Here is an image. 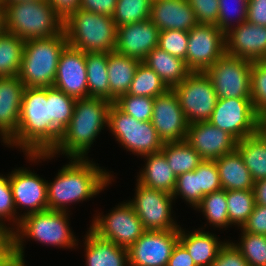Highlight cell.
I'll return each instance as SVG.
<instances>
[{
	"mask_svg": "<svg viewBox=\"0 0 266 266\" xmlns=\"http://www.w3.org/2000/svg\"><path fill=\"white\" fill-rule=\"evenodd\" d=\"M111 105L112 102L103 98L76 99L73 116L62 131L56 147L50 153L24 154L26 162L35 167L42 161L48 163L54 159L55 162L61 156L65 159L90 158L88 153L94 147V142L108 127Z\"/></svg>",
	"mask_w": 266,
	"mask_h": 266,
	"instance_id": "cell-1",
	"label": "cell"
},
{
	"mask_svg": "<svg viewBox=\"0 0 266 266\" xmlns=\"http://www.w3.org/2000/svg\"><path fill=\"white\" fill-rule=\"evenodd\" d=\"M59 168L53 181L47 180L49 210L72 213L73 205L88 202L107 190L116 176L114 171L101 167L93 158H69ZM50 181V182H49ZM110 185V186H109ZM71 207V208H70Z\"/></svg>",
	"mask_w": 266,
	"mask_h": 266,
	"instance_id": "cell-2",
	"label": "cell"
},
{
	"mask_svg": "<svg viewBox=\"0 0 266 266\" xmlns=\"http://www.w3.org/2000/svg\"><path fill=\"white\" fill-rule=\"evenodd\" d=\"M72 214L48 209L24 216L12 232L13 250L18 266H27L25 245L28 241L60 250L78 249L79 236H76L69 219Z\"/></svg>",
	"mask_w": 266,
	"mask_h": 266,
	"instance_id": "cell-3",
	"label": "cell"
},
{
	"mask_svg": "<svg viewBox=\"0 0 266 266\" xmlns=\"http://www.w3.org/2000/svg\"><path fill=\"white\" fill-rule=\"evenodd\" d=\"M23 154L50 153V100L47 88L25 87L17 132L3 145Z\"/></svg>",
	"mask_w": 266,
	"mask_h": 266,
	"instance_id": "cell-4",
	"label": "cell"
},
{
	"mask_svg": "<svg viewBox=\"0 0 266 266\" xmlns=\"http://www.w3.org/2000/svg\"><path fill=\"white\" fill-rule=\"evenodd\" d=\"M6 31L24 41L56 36L64 31V18L47 0L4 5Z\"/></svg>",
	"mask_w": 266,
	"mask_h": 266,
	"instance_id": "cell-5",
	"label": "cell"
},
{
	"mask_svg": "<svg viewBox=\"0 0 266 266\" xmlns=\"http://www.w3.org/2000/svg\"><path fill=\"white\" fill-rule=\"evenodd\" d=\"M68 45L84 53L113 52L116 46L117 26L113 18L77 9L64 19Z\"/></svg>",
	"mask_w": 266,
	"mask_h": 266,
	"instance_id": "cell-6",
	"label": "cell"
},
{
	"mask_svg": "<svg viewBox=\"0 0 266 266\" xmlns=\"http://www.w3.org/2000/svg\"><path fill=\"white\" fill-rule=\"evenodd\" d=\"M68 45L66 34L25 41L19 79L25 87L53 86L60 55Z\"/></svg>",
	"mask_w": 266,
	"mask_h": 266,
	"instance_id": "cell-7",
	"label": "cell"
},
{
	"mask_svg": "<svg viewBox=\"0 0 266 266\" xmlns=\"http://www.w3.org/2000/svg\"><path fill=\"white\" fill-rule=\"evenodd\" d=\"M107 131L126 153L137 158L160 152L164 145L151 121L136 120L114 103L109 109Z\"/></svg>",
	"mask_w": 266,
	"mask_h": 266,
	"instance_id": "cell-8",
	"label": "cell"
},
{
	"mask_svg": "<svg viewBox=\"0 0 266 266\" xmlns=\"http://www.w3.org/2000/svg\"><path fill=\"white\" fill-rule=\"evenodd\" d=\"M92 216L89 228L93 232L127 249L146 231L139 216L127 200L118 203L111 210L106 211V214L97 209Z\"/></svg>",
	"mask_w": 266,
	"mask_h": 266,
	"instance_id": "cell-9",
	"label": "cell"
},
{
	"mask_svg": "<svg viewBox=\"0 0 266 266\" xmlns=\"http://www.w3.org/2000/svg\"><path fill=\"white\" fill-rule=\"evenodd\" d=\"M135 183L134 198L130 197L127 201L139 216L144 228L147 231L180 229L182 224L177 222L179 220L173 210L175 200L172 194Z\"/></svg>",
	"mask_w": 266,
	"mask_h": 266,
	"instance_id": "cell-10",
	"label": "cell"
},
{
	"mask_svg": "<svg viewBox=\"0 0 266 266\" xmlns=\"http://www.w3.org/2000/svg\"><path fill=\"white\" fill-rule=\"evenodd\" d=\"M253 61L224 54L204 72L219 98H251Z\"/></svg>",
	"mask_w": 266,
	"mask_h": 266,
	"instance_id": "cell-11",
	"label": "cell"
},
{
	"mask_svg": "<svg viewBox=\"0 0 266 266\" xmlns=\"http://www.w3.org/2000/svg\"><path fill=\"white\" fill-rule=\"evenodd\" d=\"M172 89L189 124L210 120L218 97L205 72H191Z\"/></svg>",
	"mask_w": 266,
	"mask_h": 266,
	"instance_id": "cell-12",
	"label": "cell"
},
{
	"mask_svg": "<svg viewBox=\"0 0 266 266\" xmlns=\"http://www.w3.org/2000/svg\"><path fill=\"white\" fill-rule=\"evenodd\" d=\"M259 117L251 98H219L209 122L240 141L256 134Z\"/></svg>",
	"mask_w": 266,
	"mask_h": 266,
	"instance_id": "cell-13",
	"label": "cell"
},
{
	"mask_svg": "<svg viewBox=\"0 0 266 266\" xmlns=\"http://www.w3.org/2000/svg\"><path fill=\"white\" fill-rule=\"evenodd\" d=\"M225 53V33L216 25L197 23L188 31L185 63L192 72H204Z\"/></svg>",
	"mask_w": 266,
	"mask_h": 266,
	"instance_id": "cell-14",
	"label": "cell"
},
{
	"mask_svg": "<svg viewBox=\"0 0 266 266\" xmlns=\"http://www.w3.org/2000/svg\"><path fill=\"white\" fill-rule=\"evenodd\" d=\"M14 204L17 216H24L48 210L47 180L30 167H14L9 172Z\"/></svg>",
	"mask_w": 266,
	"mask_h": 266,
	"instance_id": "cell-15",
	"label": "cell"
},
{
	"mask_svg": "<svg viewBox=\"0 0 266 266\" xmlns=\"http://www.w3.org/2000/svg\"><path fill=\"white\" fill-rule=\"evenodd\" d=\"M179 241V229L145 231L128 248L129 266H167L174 246Z\"/></svg>",
	"mask_w": 266,
	"mask_h": 266,
	"instance_id": "cell-16",
	"label": "cell"
},
{
	"mask_svg": "<svg viewBox=\"0 0 266 266\" xmlns=\"http://www.w3.org/2000/svg\"><path fill=\"white\" fill-rule=\"evenodd\" d=\"M151 123L164 143L185 140L189 123L173 89L154 98Z\"/></svg>",
	"mask_w": 266,
	"mask_h": 266,
	"instance_id": "cell-17",
	"label": "cell"
},
{
	"mask_svg": "<svg viewBox=\"0 0 266 266\" xmlns=\"http://www.w3.org/2000/svg\"><path fill=\"white\" fill-rule=\"evenodd\" d=\"M53 87L75 99L88 98L86 53L67 45L62 51Z\"/></svg>",
	"mask_w": 266,
	"mask_h": 266,
	"instance_id": "cell-18",
	"label": "cell"
},
{
	"mask_svg": "<svg viewBox=\"0 0 266 266\" xmlns=\"http://www.w3.org/2000/svg\"><path fill=\"white\" fill-rule=\"evenodd\" d=\"M185 141L204 160H216L233 152L237 145V140L232 135L212 125L209 121L190 123Z\"/></svg>",
	"mask_w": 266,
	"mask_h": 266,
	"instance_id": "cell-19",
	"label": "cell"
},
{
	"mask_svg": "<svg viewBox=\"0 0 266 266\" xmlns=\"http://www.w3.org/2000/svg\"><path fill=\"white\" fill-rule=\"evenodd\" d=\"M160 30L151 19L117 27L114 51L143 61L158 46Z\"/></svg>",
	"mask_w": 266,
	"mask_h": 266,
	"instance_id": "cell-20",
	"label": "cell"
},
{
	"mask_svg": "<svg viewBox=\"0 0 266 266\" xmlns=\"http://www.w3.org/2000/svg\"><path fill=\"white\" fill-rule=\"evenodd\" d=\"M226 54L250 61L266 60V27L248 21L225 33Z\"/></svg>",
	"mask_w": 266,
	"mask_h": 266,
	"instance_id": "cell-21",
	"label": "cell"
},
{
	"mask_svg": "<svg viewBox=\"0 0 266 266\" xmlns=\"http://www.w3.org/2000/svg\"><path fill=\"white\" fill-rule=\"evenodd\" d=\"M25 85L18 76L0 77V143L4 145L18 130Z\"/></svg>",
	"mask_w": 266,
	"mask_h": 266,
	"instance_id": "cell-22",
	"label": "cell"
},
{
	"mask_svg": "<svg viewBox=\"0 0 266 266\" xmlns=\"http://www.w3.org/2000/svg\"><path fill=\"white\" fill-rule=\"evenodd\" d=\"M150 19L160 31H190L197 24L188 0H152Z\"/></svg>",
	"mask_w": 266,
	"mask_h": 266,
	"instance_id": "cell-23",
	"label": "cell"
},
{
	"mask_svg": "<svg viewBox=\"0 0 266 266\" xmlns=\"http://www.w3.org/2000/svg\"><path fill=\"white\" fill-rule=\"evenodd\" d=\"M180 226L179 242L186 248L196 266H211L217 258L219 250L228 241L221 239L215 231L203 230L193 227V230ZM190 230V231H189ZM216 233V234H215ZM220 237V238H219Z\"/></svg>",
	"mask_w": 266,
	"mask_h": 266,
	"instance_id": "cell-24",
	"label": "cell"
},
{
	"mask_svg": "<svg viewBox=\"0 0 266 266\" xmlns=\"http://www.w3.org/2000/svg\"><path fill=\"white\" fill-rule=\"evenodd\" d=\"M78 245L84 249L86 266H129L128 249L99 237L90 228ZM82 242V243H81ZM82 244V245H81Z\"/></svg>",
	"mask_w": 266,
	"mask_h": 266,
	"instance_id": "cell-25",
	"label": "cell"
},
{
	"mask_svg": "<svg viewBox=\"0 0 266 266\" xmlns=\"http://www.w3.org/2000/svg\"><path fill=\"white\" fill-rule=\"evenodd\" d=\"M144 164L136 177V182L156 190L165 191L172 194L175 188L177 176L170 168L165 155L160 151L147 154L142 159Z\"/></svg>",
	"mask_w": 266,
	"mask_h": 266,
	"instance_id": "cell-26",
	"label": "cell"
},
{
	"mask_svg": "<svg viewBox=\"0 0 266 266\" xmlns=\"http://www.w3.org/2000/svg\"><path fill=\"white\" fill-rule=\"evenodd\" d=\"M139 59L128 57L118 52H109V101L114 103L120 96L127 94L135 76Z\"/></svg>",
	"mask_w": 266,
	"mask_h": 266,
	"instance_id": "cell-27",
	"label": "cell"
},
{
	"mask_svg": "<svg viewBox=\"0 0 266 266\" xmlns=\"http://www.w3.org/2000/svg\"><path fill=\"white\" fill-rule=\"evenodd\" d=\"M215 163L222 189L226 191L253 190L255 181L237 149L219 157L215 160Z\"/></svg>",
	"mask_w": 266,
	"mask_h": 266,
	"instance_id": "cell-28",
	"label": "cell"
},
{
	"mask_svg": "<svg viewBox=\"0 0 266 266\" xmlns=\"http://www.w3.org/2000/svg\"><path fill=\"white\" fill-rule=\"evenodd\" d=\"M152 69L169 89L180 84L192 71L184 60L172 56L158 46L142 61Z\"/></svg>",
	"mask_w": 266,
	"mask_h": 266,
	"instance_id": "cell-29",
	"label": "cell"
},
{
	"mask_svg": "<svg viewBox=\"0 0 266 266\" xmlns=\"http://www.w3.org/2000/svg\"><path fill=\"white\" fill-rule=\"evenodd\" d=\"M47 100H50V152L59 142L62 131L73 116L76 99L61 90L47 87Z\"/></svg>",
	"mask_w": 266,
	"mask_h": 266,
	"instance_id": "cell-30",
	"label": "cell"
},
{
	"mask_svg": "<svg viewBox=\"0 0 266 266\" xmlns=\"http://www.w3.org/2000/svg\"><path fill=\"white\" fill-rule=\"evenodd\" d=\"M194 210L197 213L202 212L203 219L207 220L204 225L198 227L200 229L207 230L212 227L210 228L212 231L213 229L225 231L232 227L229 222L226 190L224 189L206 194Z\"/></svg>",
	"mask_w": 266,
	"mask_h": 266,
	"instance_id": "cell-31",
	"label": "cell"
},
{
	"mask_svg": "<svg viewBox=\"0 0 266 266\" xmlns=\"http://www.w3.org/2000/svg\"><path fill=\"white\" fill-rule=\"evenodd\" d=\"M109 53H86L88 98H103L109 101Z\"/></svg>",
	"mask_w": 266,
	"mask_h": 266,
	"instance_id": "cell-32",
	"label": "cell"
},
{
	"mask_svg": "<svg viewBox=\"0 0 266 266\" xmlns=\"http://www.w3.org/2000/svg\"><path fill=\"white\" fill-rule=\"evenodd\" d=\"M161 152L176 176L194 171L204 159L185 140L165 142Z\"/></svg>",
	"mask_w": 266,
	"mask_h": 266,
	"instance_id": "cell-33",
	"label": "cell"
},
{
	"mask_svg": "<svg viewBox=\"0 0 266 266\" xmlns=\"http://www.w3.org/2000/svg\"><path fill=\"white\" fill-rule=\"evenodd\" d=\"M236 149L254 181L266 178V145L256 134L237 141Z\"/></svg>",
	"mask_w": 266,
	"mask_h": 266,
	"instance_id": "cell-34",
	"label": "cell"
},
{
	"mask_svg": "<svg viewBox=\"0 0 266 266\" xmlns=\"http://www.w3.org/2000/svg\"><path fill=\"white\" fill-rule=\"evenodd\" d=\"M25 41L7 31L0 35V77L19 76Z\"/></svg>",
	"mask_w": 266,
	"mask_h": 266,
	"instance_id": "cell-35",
	"label": "cell"
},
{
	"mask_svg": "<svg viewBox=\"0 0 266 266\" xmlns=\"http://www.w3.org/2000/svg\"><path fill=\"white\" fill-rule=\"evenodd\" d=\"M228 217L232 227L240 229L247 222L248 217L256 205L253 190L226 191Z\"/></svg>",
	"mask_w": 266,
	"mask_h": 266,
	"instance_id": "cell-36",
	"label": "cell"
},
{
	"mask_svg": "<svg viewBox=\"0 0 266 266\" xmlns=\"http://www.w3.org/2000/svg\"><path fill=\"white\" fill-rule=\"evenodd\" d=\"M169 88L161 78L147 65L141 62L127 92L129 95L155 98Z\"/></svg>",
	"mask_w": 266,
	"mask_h": 266,
	"instance_id": "cell-37",
	"label": "cell"
},
{
	"mask_svg": "<svg viewBox=\"0 0 266 266\" xmlns=\"http://www.w3.org/2000/svg\"><path fill=\"white\" fill-rule=\"evenodd\" d=\"M239 239H228L250 266H266V235L239 230ZM236 241V242H235Z\"/></svg>",
	"mask_w": 266,
	"mask_h": 266,
	"instance_id": "cell-38",
	"label": "cell"
},
{
	"mask_svg": "<svg viewBox=\"0 0 266 266\" xmlns=\"http://www.w3.org/2000/svg\"><path fill=\"white\" fill-rule=\"evenodd\" d=\"M152 0H117L113 20L117 27L150 19Z\"/></svg>",
	"mask_w": 266,
	"mask_h": 266,
	"instance_id": "cell-39",
	"label": "cell"
},
{
	"mask_svg": "<svg viewBox=\"0 0 266 266\" xmlns=\"http://www.w3.org/2000/svg\"><path fill=\"white\" fill-rule=\"evenodd\" d=\"M217 27L224 33L247 21L248 0H218Z\"/></svg>",
	"mask_w": 266,
	"mask_h": 266,
	"instance_id": "cell-40",
	"label": "cell"
},
{
	"mask_svg": "<svg viewBox=\"0 0 266 266\" xmlns=\"http://www.w3.org/2000/svg\"><path fill=\"white\" fill-rule=\"evenodd\" d=\"M21 219L17 216L8 174L0 173V227L13 232Z\"/></svg>",
	"mask_w": 266,
	"mask_h": 266,
	"instance_id": "cell-41",
	"label": "cell"
},
{
	"mask_svg": "<svg viewBox=\"0 0 266 266\" xmlns=\"http://www.w3.org/2000/svg\"><path fill=\"white\" fill-rule=\"evenodd\" d=\"M114 104L125 114L139 121H151L154 98L125 94L120 96Z\"/></svg>",
	"mask_w": 266,
	"mask_h": 266,
	"instance_id": "cell-42",
	"label": "cell"
},
{
	"mask_svg": "<svg viewBox=\"0 0 266 266\" xmlns=\"http://www.w3.org/2000/svg\"><path fill=\"white\" fill-rule=\"evenodd\" d=\"M251 100L260 117L266 116V60L254 61L251 68Z\"/></svg>",
	"mask_w": 266,
	"mask_h": 266,
	"instance_id": "cell-43",
	"label": "cell"
},
{
	"mask_svg": "<svg viewBox=\"0 0 266 266\" xmlns=\"http://www.w3.org/2000/svg\"><path fill=\"white\" fill-rule=\"evenodd\" d=\"M172 196L175 200L182 199L184 204L192 210L199 204V182L196 169L191 172L182 173L177 176L176 184Z\"/></svg>",
	"mask_w": 266,
	"mask_h": 266,
	"instance_id": "cell-44",
	"label": "cell"
},
{
	"mask_svg": "<svg viewBox=\"0 0 266 266\" xmlns=\"http://www.w3.org/2000/svg\"><path fill=\"white\" fill-rule=\"evenodd\" d=\"M158 47L185 61L188 47V31L174 29L160 31Z\"/></svg>",
	"mask_w": 266,
	"mask_h": 266,
	"instance_id": "cell-45",
	"label": "cell"
},
{
	"mask_svg": "<svg viewBox=\"0 0 266 266\" xmlns=\"http://www.w3.org/2000/svg\"><path fill=\"white\" fill-rule=\"evenodd\" d=\"M196 175L199 182V203L206 194L222 189L215 160H204L196 168Z\"/></svg>",
	"mask_w": 266,
	"mask_h": 266,
	"instance_id": "cell-46",
	"label": "cell"
},
{
	"mask_svg": "<svg viewBox=\"0 0 266 266\" xmlns=\"http://www.w3.org/2000/svg\"><path fill=\"white\" fill-rule=\"evenodd\" d=\"M194 11L196 22L217 26L219 14L218 0H188Z\"/></svg>",
	"mask_w": 266,
	"mask_h": 266,
	"instance_id": "cell-47",
	"label": "cell"
},
{
	"mask_svg": "<svg viewBox=\"0 0 266 266\" xmlns=\"http://www.w3.org/2000/svg\"><path fill=\"white\" fill-rule=\"evenodd\" d=\"M211 266H250L242 254L228 240L219 250L217 258Z\"/></svg>",
	"mask_w": 266,
	"mask_h": 266,
	"instance_id": "cell-48",
	"label": "cell"
},
{
	"mask_svg": "<svg viewBox=\"0 0 266 266\" xmlns=\"http://www.w3.org/2000/svg\"><path fill=\"white\" fill-rule=\"evenodd\" d=\"M235 230L266 235V206L256 204L243 227Z\"/></svg>",
	"mask_w": 266,
	"mask_h": 266,
	"instance_id": "cell-49",
	"label": "cell"
},
{
	"mask_svg": "<svg viewBox=\"0 0 266 266\" xmlns=\"http://www.w3.org/2000/svg\"><path fill=\"white\" fill-rule=\"evenodd\" d=\"M116 4L117 0H80L79 9L112 17Z\"/></svg>",
	"mask_w": 266,
	"mask_h": 266,
	"instance_id": "cell-50",
	"label": "cell"
},
{
	"mask_svg": "<svg viewBox=\"0 0 266 266\" xmlns=\"http://www.w3.org/2000/svg\"><path fill=\"white\" fill-rule=\"evenodd\" d=\"M247 21L266 27V0H248Z\"/></svg>",
	"mask_w": 266,
	"mask_h": 266,
	"instance_id": "cell-51",
	"label": "cell"
},
{
	"mask_svg": "<svg viewBox=\"0 0 266 266\" xmlns=\"http://www.w3.org/2000/svg\"><path fill=\"white\" fill-rule=\"evenodd\" d=\"M167 266H196L186 248L178 241L174 246Z\"/></svg>",
	"mask_w": 266,
	"mask_h": 266,
	"instance_id": "cell-52",
	"label": "cell"
},
{
	"mask_svg": "<svg viewBox=\"0 0 266 266\" xmlns=\"http://www.w3.org/2000/svg\"><path fill=\"white\" fill-rule=\"evenodd\" d=\"M0 260H16L12 232L5 227H0Z\"/></svg>",
	"mask_w": 266,
	"mask_h": 266,
	"instance_id": "cell-53",
	"label": "cell"
},
{
	"mask_svg": "<svg viewBox=\"0 0 266 266\" xmlns=\"http://www.w3.org/2000/svg\"><path fill=\"white\" fill-rule=\"evenodd\" d=\"M51 6L65 19L79 8L80 0H47Z\"/></svg>",
	"mask_w": 266,
	"mask_h": 266,
	"instance_id": "cell-54",
	"label": "cell"
},
{
	"mask_svg": "<svg viewBox=\"0 0 266 266\" xmlns=\"http://www.w3.org/2000/svg\"><path fill=\"white\" fill-rule=\"evenodd\" d=\"M253 192L255 203L266 206V178L255 181Z\"/></svg>",
	"mask_w": 266,
	"mask_h": 266,
	"instance_id": "cell-55",
	"label": "cell"
},
{
	"mask_svg": "<svg viewBox=\"0 0 266 266\" xmlns=\"http://www.w3.org/2000/svg\"><path fill=\"white\" fill-rule=\"evenodd\" d=\"M256 135L266 145V116L259 117L256 125Z\"/></svg>",
	"mask_w": 266,
	"mask_h": 266,
	"instance_id": "cell-56",
	"label": "cell"
},
{
	"mask_svg": "<svg viewBox=\"0 0 266 266\" xmlns=\"http://www.w3.org/2000/svg\"><path fill=\"white\" fill-rule=\"evenodd\" d=\"M6 32V19L4 5H0V35Z\"/></svg>",
	"mask_w": 266,
	"mask_h": 266,
	"instance_id": "cell-57",
	"label": "cell"
},
{
	"mask_svg": "<svg viewBox=\"0 0 266 266\" xmlns=\"http://www.w3.org/2000/svg\"><path fill=\"white\" fill-rule=\"evenodd\" d=\"M0 266H18L16 260H0Z\"/></svg>",
	"mask_w": 266,
	"mask_h": 266,
	"instance_id": "cell-58",
	"label": "cell"
},
{
	"mask_svg": "<svg viewBox=\"0 0 266 266\" xmlns=\"http://www.w3.org/2000/svg\"><path fill=\"white\" fill-rule=\"evenodd\" d=\"M36 0H4V5L8 3H16V2H31Z\"/></svg>",
	"mask_w": 266,
	"mask_h": 266,
	"instance_id": "cell-59",
	"label": "cell"
},
{
	"mask_svg": "<svg viewBox=\"0 0 266 266\" xmlns=\"http://www.w3.org/2000/svg\"><path fill=\"white\" fill-rule=\"evenodd\" d=\"M0 5H4V0H0Z\"/></svg>",
	"mask_w": 266,
	"mask_h": 266,
	"instance_id": "cell-60",
	"label": "cell"
}]
</instances>
